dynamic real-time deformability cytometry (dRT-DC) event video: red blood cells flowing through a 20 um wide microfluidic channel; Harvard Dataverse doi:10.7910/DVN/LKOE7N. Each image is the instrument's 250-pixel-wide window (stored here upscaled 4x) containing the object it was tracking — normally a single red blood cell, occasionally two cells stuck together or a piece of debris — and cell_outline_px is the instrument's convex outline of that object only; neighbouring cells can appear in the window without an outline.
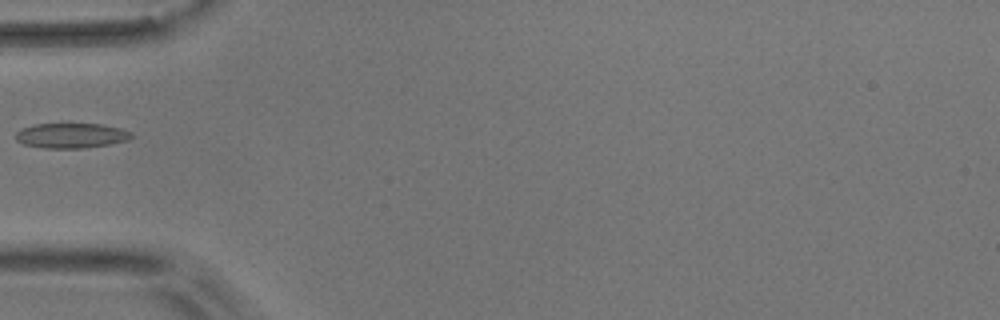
{"species": "common noctule bat (a hibernating species)", "species_latin": "Nyctalus noctula", "temperature_condition": "room temperature", "stored_images_in_passage": 6, "camera_frame_rate_fps": 3000, "um_per_image_px": 0.085, "animal": {"sex": "male", "body_mass_g": 17.9}, "frame": {"image": 1, "passage_image": 6, "time_ms": 5.667, "image_size_px": [1000, 320], "cell_outline_px": [[136, 136], [128, 140], [108, 144], [84, 148], [44, 148], [24, 144], [16, 140], [16, 132], [20, 128], [36, 124], [100, 124], [120, 128], [132, 132]], "centroid_in_image_um": [6.07, 11.52], "position_along_channel_um": 78.9, "area_um2": 16.88}}